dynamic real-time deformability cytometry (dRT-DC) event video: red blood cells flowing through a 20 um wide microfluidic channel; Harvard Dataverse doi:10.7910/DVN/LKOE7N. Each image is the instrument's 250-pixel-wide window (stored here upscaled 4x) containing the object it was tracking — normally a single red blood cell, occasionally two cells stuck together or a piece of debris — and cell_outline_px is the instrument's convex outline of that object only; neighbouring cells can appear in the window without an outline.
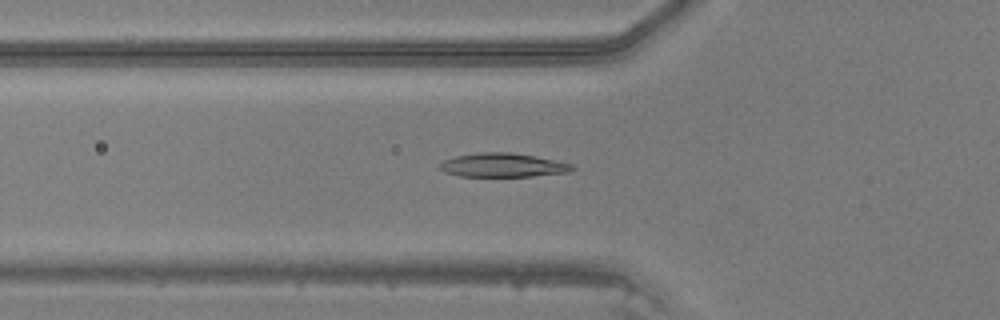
{"species": "common noctule bat (a hibernating species)", "species_latin": "Nyctalus noctula", "temperature_condition": "warm", "stored_images_in_passage": 37, "camera_frame_rate_fps": 3000, "um_per_image_px": 0.085, "animal": {"sex": "male", "body_mass_g": 20.5, "forearm_length_mm": 52.5}, "frame": {"image": 1, "passage_image": 13, "time_ms": 4.0, "image_size_px": [1000, 320], "cell_outline_px": [[576, 168], [568, 172], [532, 176], [460, 176], [444, 172], [440, 168], [440, 164], [444, 160], [456, 156], [480, 152], [508, 152], [532, 156], [572, 164]], "centroid_in_image_um": [42.71, 14.04], "position_along_channel_um": 83.1, "area_um2": 18.09}}
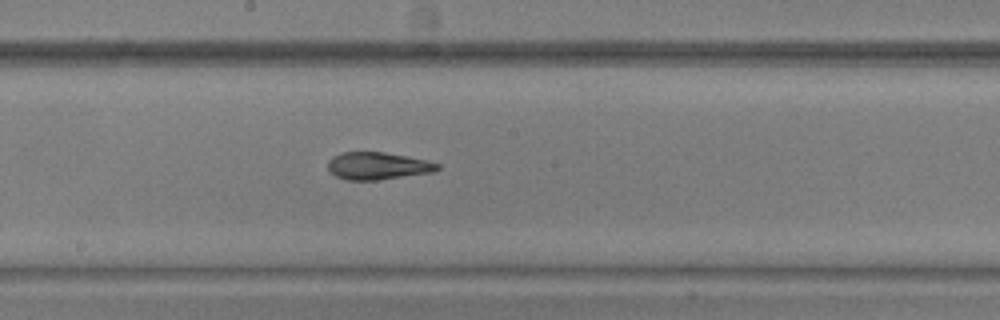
{"frame": {"image": 2, "passage_image": 22, "time_ms": 7.0, "image_size_px": [1000, 320], "cell_outline_px": [[440, 168], [436, 172], [380, 180], [348, 180], [336, 176], [328, 172], [328, 160], [332, 156], [340, 152], [384, 152], [428, 160], [440, 164]], "centroid_in_image_um": [32.12, 14.1], "position_along_channel_um": 216.1, "area_um2": 17.8}}
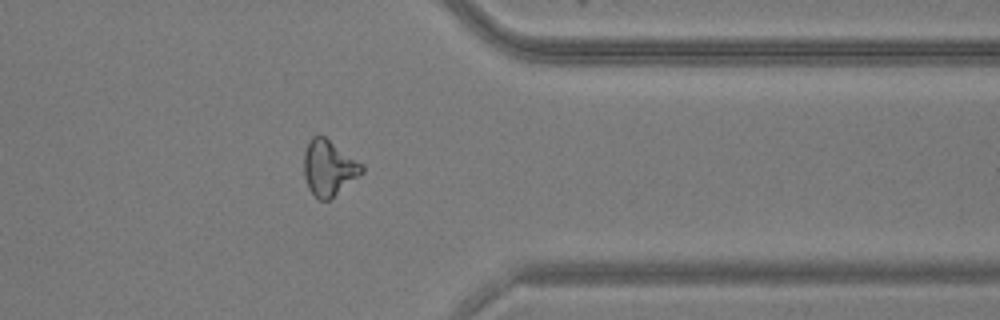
{"frame": {"image": 3, "passage_image": 34, "time_ms": 11.0, "image_size_px": [1000, 320], "cell_outline_px": [[364, 172], [328, 200], [320, 200], [308, 188], [304, 176], [304, 152], [312, 136], [324, 136], [364, 164]], "centroid_in_image_um": [27.96, 14.26], "position_along_channel_um": 383.4, "area_um2": 18.55}}